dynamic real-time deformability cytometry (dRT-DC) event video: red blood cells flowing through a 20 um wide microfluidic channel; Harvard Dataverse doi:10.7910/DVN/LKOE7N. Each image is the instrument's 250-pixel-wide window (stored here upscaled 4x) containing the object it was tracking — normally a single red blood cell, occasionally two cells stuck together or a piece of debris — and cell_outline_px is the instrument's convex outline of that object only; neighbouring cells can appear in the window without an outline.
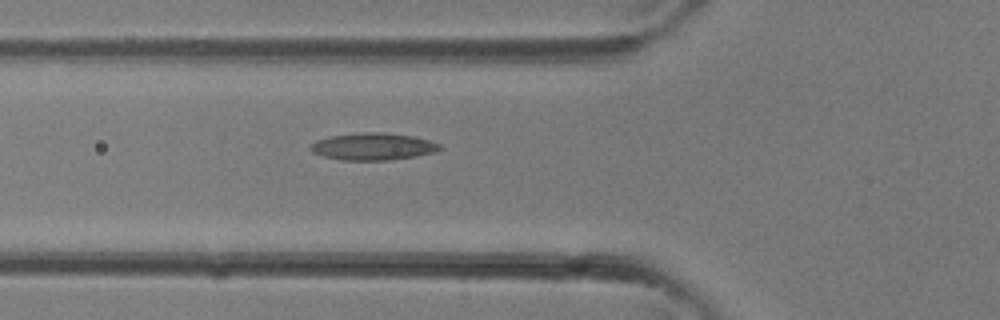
{"species": "common noctule bat (a hibernating species)", "species_latin": "Nyctalus noctula", "temperature_condition": "room temperature", "stored_images_in_passage": 27, "camera_frame_rate_fps": 3000, "um_per_image_px": 0.085, "animal": {"sex": "female"}, "frame": {"image": 1, "passage_image": 4, "time_ms": 1.0, "image_size_px": [1000, 320], "cell_outline_px": [[444, 148], [436, 152], [416, 156], [388, 160], [340, 160], [324, 156], [312, 152], [308, 148], [316, 140], [332, 136], [360, 132], [380, 132], [412, 136], [428, 140], [440, 144]], "centroid_in_image_um": [31.72, 12.46], "position_along_channel_um": 94.1, "area_um2": 20.4}}
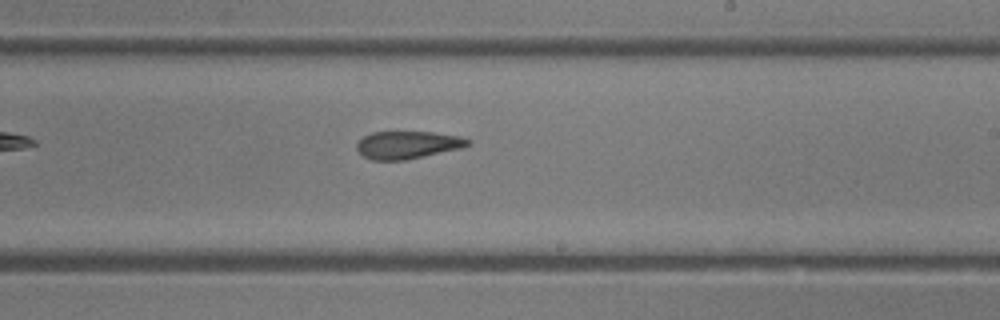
{"frame": {"image": 2, "passage_image": 12, "time_ms": 3.667, "image_size_px": [1000, 320], "cell_outline_px": [[472, 144], [460, 148], [404, 160], [372, 160], [364, 156], [356, 148], [356, 144], [364, 136], [372, 132], [432, 132], [460, 136], [472, 140]], "centroid_in_image_um": [34.66, 12.3], "position_along_channel_um": 254.3, "area_um2": 17.74}}
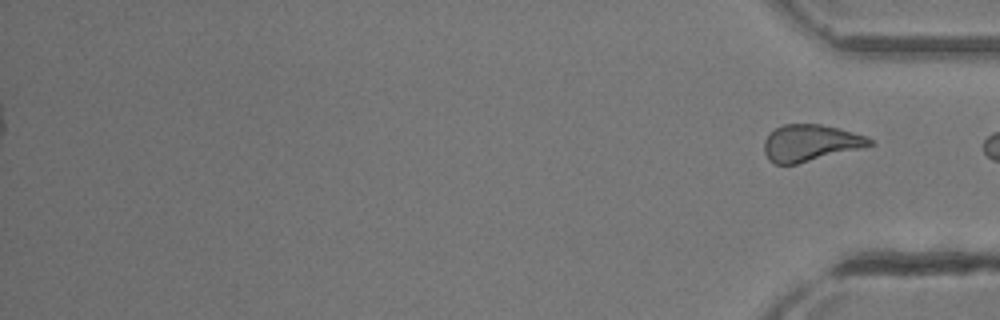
{"frame": {"image": 3, "passage_image": 27, "time_ms": 8.667, "image_size_px": [1000, 320], "cell_outline_px": [[872, 144], [860, 148], [796, 164], [776, 164], [768, 160], [764, 152], [764, 140], [776, 128], [784, 124], [820, 124], [868, 136], [872, 140]], "centroid_in_image_um": [68.84, 12.15], "position_along_channel_um": 366.4, "area_um2": 22.14}}